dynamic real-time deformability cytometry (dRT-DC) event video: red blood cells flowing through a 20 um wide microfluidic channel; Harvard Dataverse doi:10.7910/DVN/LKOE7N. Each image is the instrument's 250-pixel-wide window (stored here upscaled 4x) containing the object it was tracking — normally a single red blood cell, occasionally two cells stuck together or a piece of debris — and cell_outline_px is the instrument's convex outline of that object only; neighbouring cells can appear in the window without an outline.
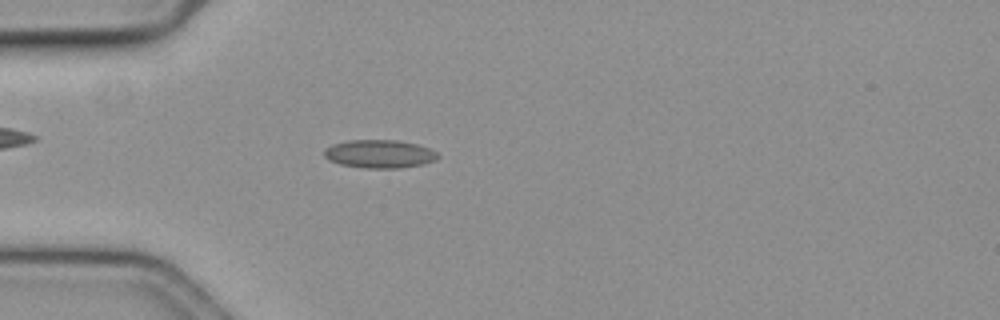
{"species": "common noctule bat (a hibernating species)", "species_latin": "Nyctalus noctula", "temperature_condition": "cold", "stored_images_in_passage": 19, "camera_frame_rate_fps": 3000, "um_per_image_px": 0.085, "animal": {"sex": "female", "body_mass_g": 19.3, "forearm_length_mm": 54.1}, "frame": {"image": 1, "passage_image": 16, "time_ms": 5.0, "image_size_px": [1000, 320], "cell_outline_px": [[440, 156], [424, 164], [400, 168], [364, 168], [340, 164], [328, 160], [324, 156], [324, 148], [332, 144], [348, 140], [396, 140], [416, 144], [428, 148], [436, 152]], "centroid_in_image_um": [32.21, 13.08], "position_along_channel_um": 52.8, "area_um2": 18.67}}